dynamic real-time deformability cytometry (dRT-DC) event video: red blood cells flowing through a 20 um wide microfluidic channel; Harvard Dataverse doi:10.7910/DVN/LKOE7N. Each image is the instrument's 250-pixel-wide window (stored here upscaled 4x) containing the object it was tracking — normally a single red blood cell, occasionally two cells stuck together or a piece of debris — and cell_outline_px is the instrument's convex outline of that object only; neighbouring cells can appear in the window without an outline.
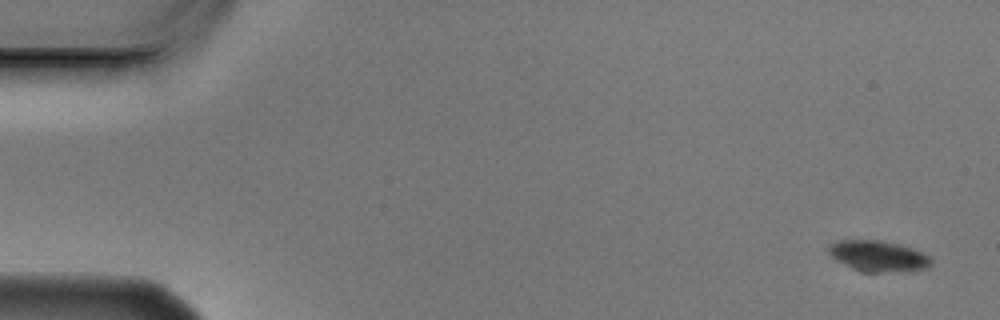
{"species": "Egyptian fruit bat (a non-hibernating species)", "species_latin": "Rousettus aegyptiacus", "temperature_condition": "cold", "stored_images_in_passage": 4, "camera_frame_rate_fps": 3000, "um_per_image_px": 0.085, "animal": {"sex": "male"}, "frame": {"image": 1, "passage_image": 1, "time_ms": 0.0, "image_size_px": [1000, 320], "cell_outline_px": [[932, 264], [924, 268], [884, 272], [864, 272], [852, 268], [836, 260], [828, 252], [828, 248], [836, 240], [884, 240], [900, 244], [924, 252], [932, 260]], "centroid_in_image_um": [74.64, 21.74], "position_along_channel_um": 10.4, "area_um2": 18.32}}
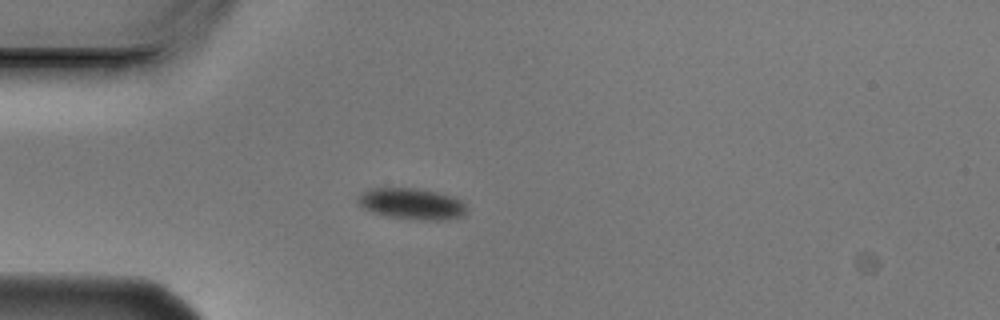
{"frame": {"image": 2, "passage_image": 3, "time_ms": 0.667, "image_size_px": [1000, 320], "cell_outline_px": [[468, 212], [464, 216], [444, 220], [420, 220], [388, 216], [372, 212], [356, 204], [356, 200], [364, 192], [372, 188], [412, 188], [436, 192], [452, 196], [460, 200], [468, 208]], "centroid_in_image_um": [35.03, 17.34], "position_along_channel_um": 50.0, "area_um2": 19.77}}